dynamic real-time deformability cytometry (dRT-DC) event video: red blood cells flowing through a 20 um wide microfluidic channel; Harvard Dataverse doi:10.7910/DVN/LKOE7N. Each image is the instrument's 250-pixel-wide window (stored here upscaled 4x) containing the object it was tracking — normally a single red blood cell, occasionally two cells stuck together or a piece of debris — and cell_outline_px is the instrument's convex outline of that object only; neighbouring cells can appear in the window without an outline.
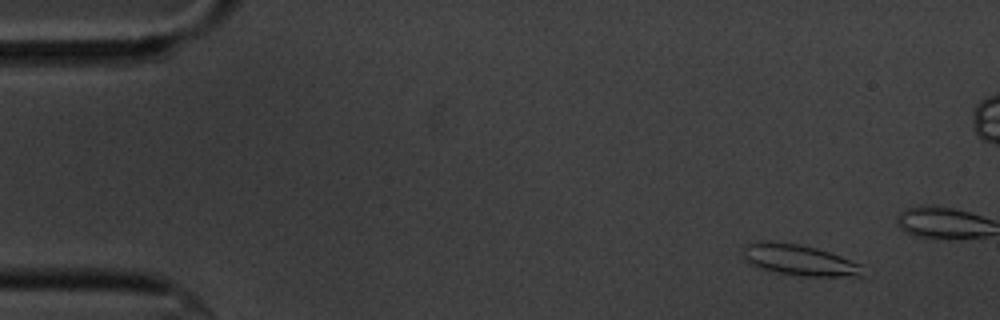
{"species": "common noctule bat (a hibernating species)", "species_latin": "Nyctalus noctula", "temperature_condition": "cold", "stored_images_in_passage": 17, "camera_frame_rate_fps": 3000, "um_per_image_px": 0.085, "animal": {"sex": "male", "body_mass_g": 20.1, "forearm_length_mm": 53.5}, "frame": {"image": 1, "passage_image": 6, "time_ms": 1.667, "image_size_px": [1000, 320], "cell_outline_px": [[864, 276], [804, 276], [776, 272], [756, 268], [748, 264], [744, 260], [740, 252], [748, 244], [796, 244], [816, 248], [864, 264]], "centroid_in_image_um": [68.0, 22.16], "position_along_channel_um": 17.0, "area_um2": 21.15}}